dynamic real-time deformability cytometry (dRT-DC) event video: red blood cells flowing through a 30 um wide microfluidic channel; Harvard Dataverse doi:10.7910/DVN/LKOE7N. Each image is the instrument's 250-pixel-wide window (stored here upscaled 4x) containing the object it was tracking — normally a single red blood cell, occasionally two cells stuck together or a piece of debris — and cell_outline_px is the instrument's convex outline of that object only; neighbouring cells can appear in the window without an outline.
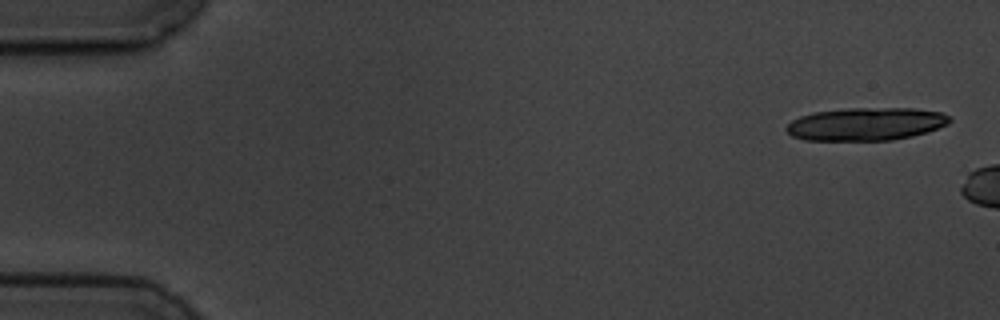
{"species": "common noctule bat (a hibernating species)", "species_latin": "Nyctalus noctula", "temperature_condition": "cold", "stored_images_in_passage": 3, "camera_frame_rate_fps": 3000, "um_per_image_px": 0.085, "animal": {"sex": "male", "body_mass_g": 19.5, "forearm_length_mm": 54.6}, "frame": {"image": 1, "passage_image": 1, "time_ms": 0.0, "image_size_px": [1000, 320], "cell_outline_px": [[952, 120], [948, 124], [928, 132], [912, 136], [892, 140], [804, 140], [792, 136], [784, 128], [792, 120], [800, 116], [812, 112], [848, 108], [912, 108], [940, 112], [948, 116]], "centroid_in_image_um": [73.6, 10.54], "position_along_channel_um": 11.4, "area_um2": 31.39}}